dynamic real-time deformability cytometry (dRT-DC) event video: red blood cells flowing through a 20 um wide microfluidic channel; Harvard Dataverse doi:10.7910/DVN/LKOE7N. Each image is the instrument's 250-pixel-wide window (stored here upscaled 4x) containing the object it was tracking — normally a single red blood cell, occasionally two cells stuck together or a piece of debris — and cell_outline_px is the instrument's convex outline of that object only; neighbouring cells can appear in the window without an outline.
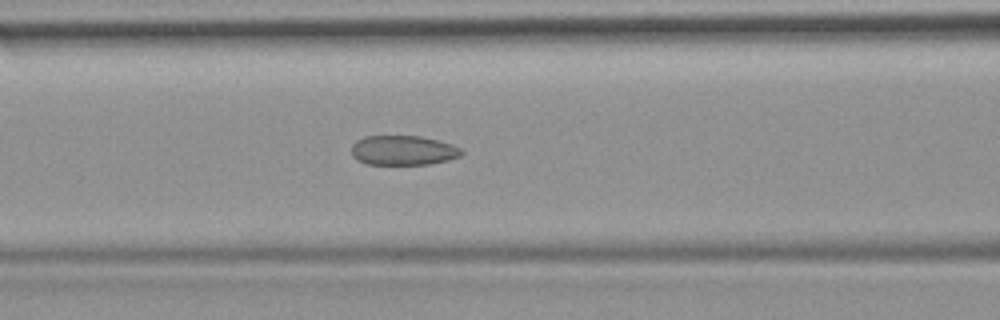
{"species": "common noctule bat (a hibernating species)", "species_latin": "Nyctalus noctula", "temperature_condition": "room temperature", "stored_images_in_passage": 29, "camera_frame_rate_fps": 3000, "um_per_image_px": 0.085, "animal": {"sex": "female", "body_mass_g": 19.9}, "frame": {"image": 1, "passage_image": 13, "time_ms": 4.0, "image_size_px": [1000, 320], "cell_outline_px": [[464, 152], [460, 156], [448, 160], [428, 164], [368, 164], [356, 160], [352, 156], [352, 144], [356, 140], [364, 136], [420, 136], [452, 144], [460, 148]], "centroid_in_image_um": [34.24, 12.78], "position_along_channel_um": 132.4, "area_um2": 19.02}}
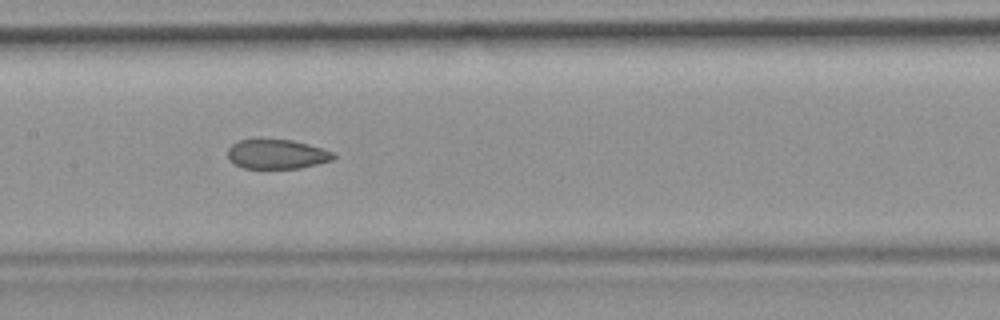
{"frame": {"image": 2, "passage_image": 17, "time_ms": 5.333, "image_size_px": [1000, 320], "cell_outline_px": [[336, 156], [332, 160], [300, 168], [244, 168], [228, 160], [228, 148], [232, 144], [240, 140], [292, 140], [308, 144], [336, 152]], "centroid_in_image_um": [23.56, 13.11], "position_along_channel_um": 183.8, "area_um2": 18.03}}
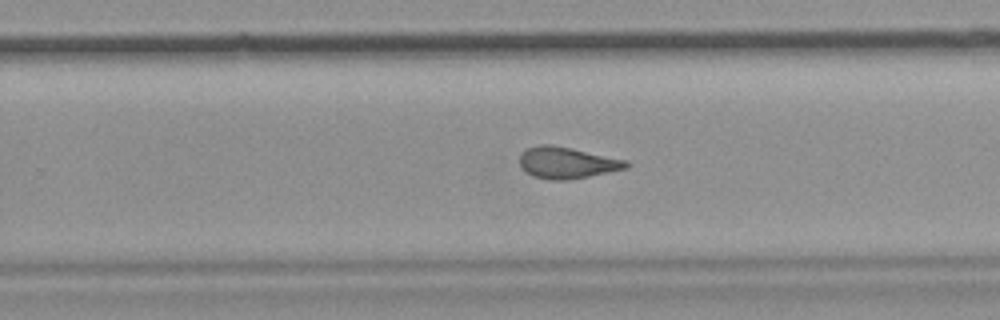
{"frame": {"image": 3, "passage_image": 21, "time_ms": 6.667, "image_size_px": [1000, 320], "cell_outline_px": [[632, 164], [628, 168], [568, 180], [552, 180], [532, 176], [520, 164], [520, 156], [528, 148], [540, 144], [552, 144], [572, 148], [628, 160]], "centroid_in_image_um": [48.25, 13.82], "position_along_channel_um": 281.6, "area_um2": 19.48}}